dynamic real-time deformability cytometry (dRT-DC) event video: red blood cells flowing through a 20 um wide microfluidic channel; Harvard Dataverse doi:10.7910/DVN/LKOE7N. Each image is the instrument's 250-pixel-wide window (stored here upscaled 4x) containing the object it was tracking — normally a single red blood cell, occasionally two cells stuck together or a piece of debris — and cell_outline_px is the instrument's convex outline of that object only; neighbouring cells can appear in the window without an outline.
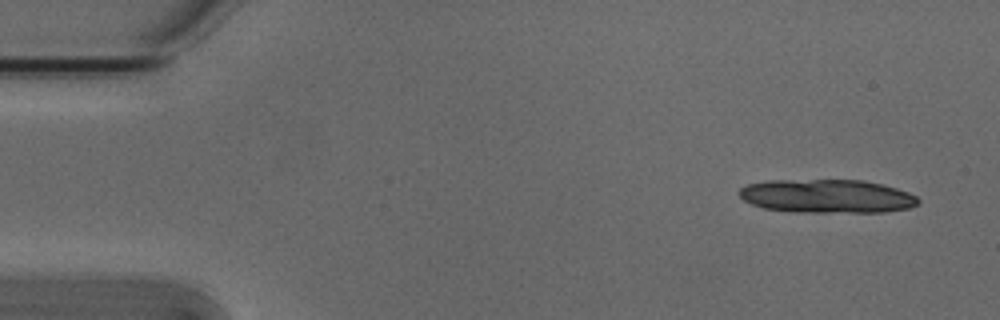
{"species": "Egyptian fruit bat (a non-hibernating species)", "species_latin": "Rousettus aegyptiacus", "temperature_condition": "cold", "stored_images_in_passage": 6, "camera_frame_rate_fps": 3000, "um_per_image_px": 0.085, "animal": {"sex": "male"}, "frame": {"image": 1, "passage_image": 1, "time_ms": 0.0, "image_size_px": [1000, 320], "cell_outline_px": [[920, 204], [908, 208], [884, 212], [792, 212], [764, 208], [752, 204], [744, 200], [736, 192], [740, 188], [748, 184], [768, 180], [864, 180], [896, 188], [908, 192], [916, 196], [920, 200]], "centroid_in_image_um": [70.29, 16.68], "position_along_channel_um": 14.7, "area_um2": 35.2}}
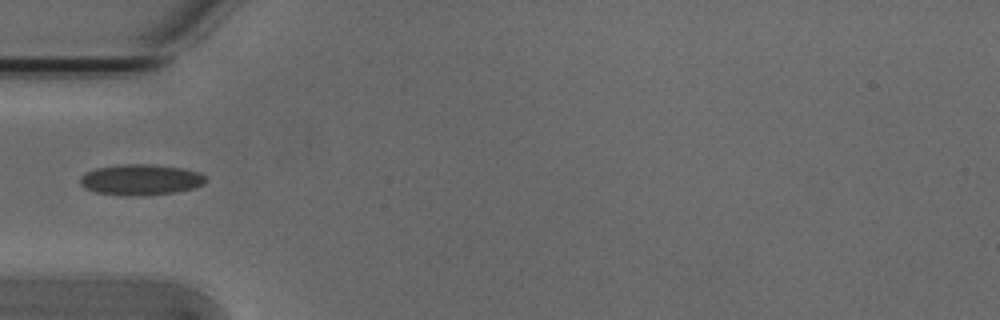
{"frame": {"image": 2, "passage_image": 5, "time_ms": 1.333, "image_size_px": [1000, 320], "cell_outline_px": [[208, 180], [204, 184], [192, 188], [176, 192], [144, 196], [132, 196], [96, 192], [84, 188], [80, 184], [80, 176], [84, 172], [96, 168], [116, 164], [156, 164], [184, 168], [200, 172]], "centroid_in_image_um": [11.96, 15.26], "position_along_channel_um": 73.0, "area_um2": 22.95}}
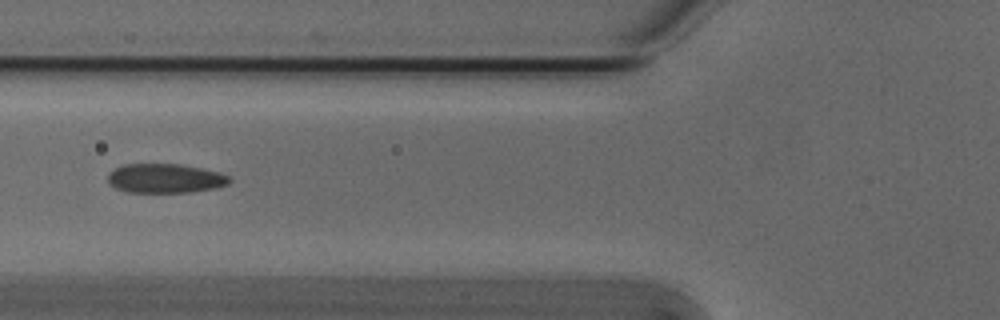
{"frame": {"image": 3, "passage_image": 6, "time_ms": 1.667, "image_size_px": [1000, 320], "cell_outline_px": [[232, 180], [228, 184], [216, 188], [192, 192], [128, 192], [116, 188], [108, 180], [108, 176], [116, 168], [124, 164], [180, 164], [220, 172], [228, 176]], "centroid_in_image_um": [14.09, 15.16], "position_along_channel_um": 111.7, "area_um2": 20.58}}